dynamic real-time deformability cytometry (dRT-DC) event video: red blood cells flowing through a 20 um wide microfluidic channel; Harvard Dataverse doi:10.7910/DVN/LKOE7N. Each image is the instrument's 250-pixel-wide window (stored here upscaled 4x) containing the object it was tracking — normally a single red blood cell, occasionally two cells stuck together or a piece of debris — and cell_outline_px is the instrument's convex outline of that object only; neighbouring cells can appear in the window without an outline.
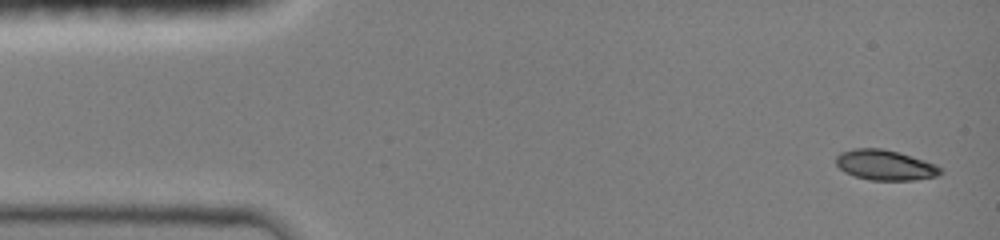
{"species": "common noctule bat (a hibernating species)", "species_latin": "Nyctalus noctula", "temperature_condition": "room temperature", "stored_images_in_passage": 5, "camera_frame_rate_fps": 3000, "um_per_image_px": 0.085, "animal": {"sex": "female", "body_mass_g": 19.0, "forearm_length_mm": 51.5}, "frame": {"image": 1, "passage_image": 1, "time_ms": 0.0, "image_size_px": [1000, 240], "cell_outline_px": [[940, 172], [936, 176], [912, 180], [872, 180], [856, 176], [844, 172], [836, 164], [836, 156], [840, 152], [856, 148], [880, 148], [896, 152], [924, 160], [940, 168]], "centroid_in_image_um": [75.16, 14.03], "position_along_channel_um": 9.8, "area_um2": 17.98}}
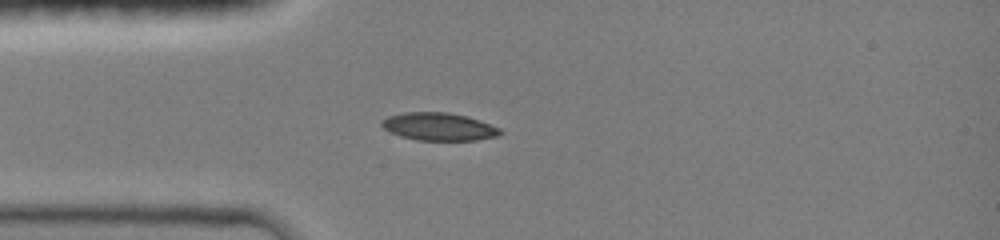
{"frame": {"image": 2, "passage_image": 5, "time_ms": 3.333, "image_size_px": [1000, 240], "cell_outline_px": [[504, 132], [500, 136], [476, 140], [420, 140], [400, 136], [384, 128], [380, 124], [380, 120], [388, 116], [404, 112], [448, 112], [480, 120], [500, 128]], "centroid_in_image_um": [37.32, 10.76], "position_along_channel_um": 47.7, "area_um2": 19.19}}